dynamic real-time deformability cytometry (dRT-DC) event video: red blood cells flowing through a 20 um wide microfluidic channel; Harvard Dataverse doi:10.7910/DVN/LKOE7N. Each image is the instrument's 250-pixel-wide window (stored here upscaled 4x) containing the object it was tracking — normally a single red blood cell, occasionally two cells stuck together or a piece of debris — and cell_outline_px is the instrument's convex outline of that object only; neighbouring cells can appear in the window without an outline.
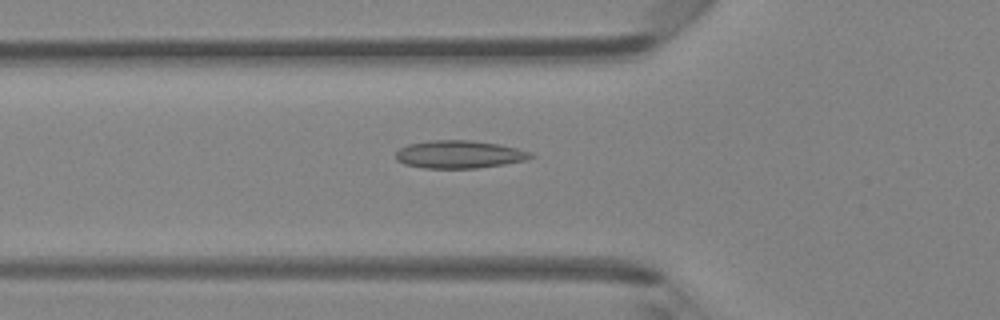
{"species": "Egyptian fruit bat (a non-hibernating species)", "species_latin": "Rousettus aegyptiacus", "temperature_condition": "room temperature", "stored_images_in_passage": 28, "camera_frame_rate_fps": 3000, "um_per_image_px": 0.085, "animal": {"sex": "female"}, "frame": {"image": 1, "passage_image": 2, "time_ms": 0.333, "image_size_px": [1000, 320], "cell_outline_px": [[536, 156], [524, 160], [504, 164], [476, 168], [424, 168], [404, 164], [396, 160], [396, 152], [400, 148], [408, 144], [428, 140], [472, 140], [496, 144], [516, 148], [532, 152]], "centroid_in_image_um": [39.01, 13.12], "position_along_channel_um": 86.8, "area_um2": 21.85}}
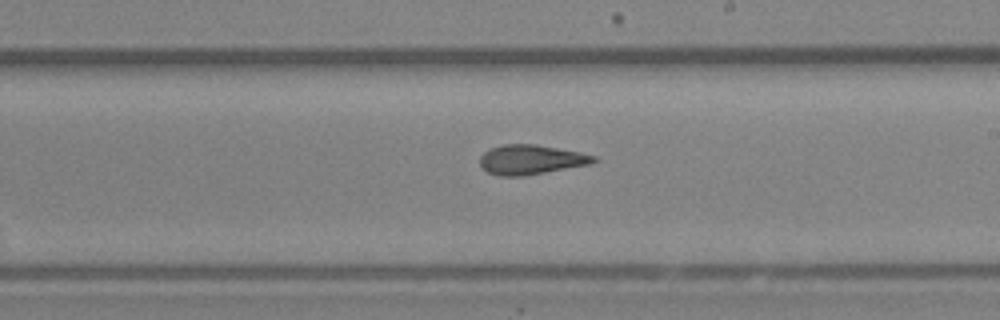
{"frame": {"image": 2, "passage_image": 13, "time_ms": 4.0, "image_size_px": [1000, 320], "cell_outline_px": [[600, 160], [588, 164], [524, 176], [500, 176], [488, 172], [480, 164], [480, 156], [488, 148], [504, 144], [536, 144], [580, 152], [596, 156]], "centroid_in_image_um": [45.12, 13.56], "position_along_channel_um": 243.9, "area_um2": 19.59}}
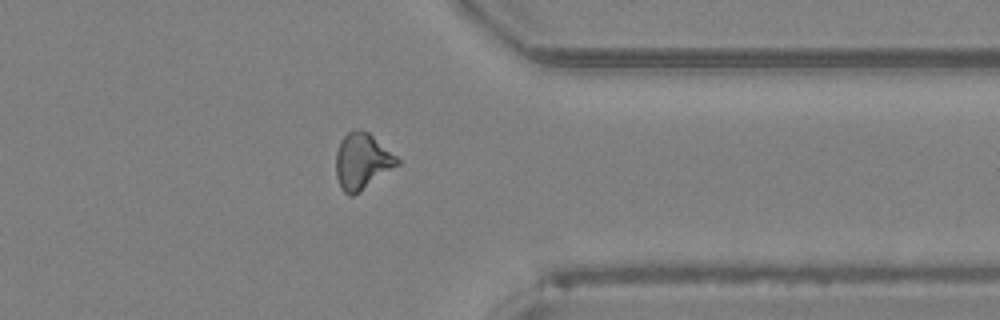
{"frame": {"image": 3, "passage_image": 23, "time_ms": 7.333, "image_size_px": [1000, 320], "cell_outline_px": [[400, 164], [360, 192], [352, 196], [348, 196], [340, 188], [336, 176], [336, 152], [340, 140], [348, 132], [360, 128], [368, 132], [396, 156], [400, 160]], "centroid_in_image_um": [30.76, 13.73], "position_along_channel_um": 380.6, "area_um2": 20.11}}